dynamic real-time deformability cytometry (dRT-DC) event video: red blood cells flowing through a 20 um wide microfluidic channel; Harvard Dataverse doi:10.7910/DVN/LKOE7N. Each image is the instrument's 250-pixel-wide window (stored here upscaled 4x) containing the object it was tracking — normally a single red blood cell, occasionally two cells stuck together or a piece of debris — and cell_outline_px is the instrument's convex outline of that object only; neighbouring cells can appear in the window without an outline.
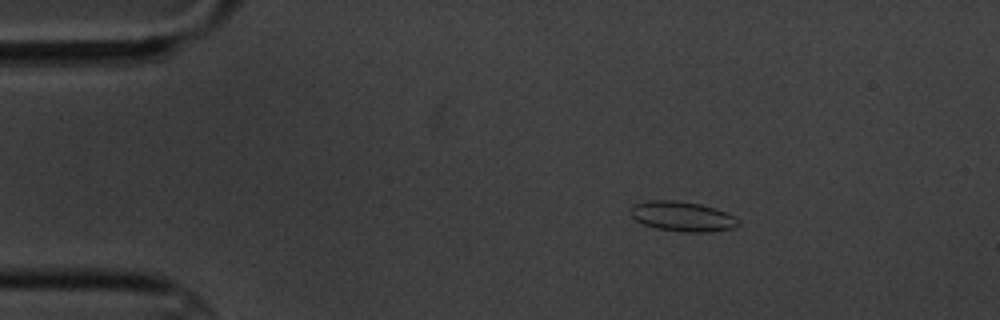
{"species": "common noctule bat (a hibernating species)", "species_latin": "Nyctalus noctula", "temperature_condition": "cold", "stored_images_in_passage": 3, "camera_frame_rate_fps": 3000, "um_per_image_px": 0.085, "animal": {"sex": "male", "body_mass_g": 20.1, "forearm_length_mm": 53.5}, "frame": {"image": 1, "passage_image": 1, "time_ms": 0.0, "image_size_px": [1000, 320], "cell_outline_px": [[740, 224], [732, 228], [708, 232], [684, 232], [656, 228], [644, 224], [636, 220], [632, 216], [632, 204], [652, 200], [676, 200], [700, 204], [724, 212], [740, 220]], "centroid_in_image_um": [57.99, 18.4], "position_along_channel_um": 27.0, "area_um2": 18.5}}